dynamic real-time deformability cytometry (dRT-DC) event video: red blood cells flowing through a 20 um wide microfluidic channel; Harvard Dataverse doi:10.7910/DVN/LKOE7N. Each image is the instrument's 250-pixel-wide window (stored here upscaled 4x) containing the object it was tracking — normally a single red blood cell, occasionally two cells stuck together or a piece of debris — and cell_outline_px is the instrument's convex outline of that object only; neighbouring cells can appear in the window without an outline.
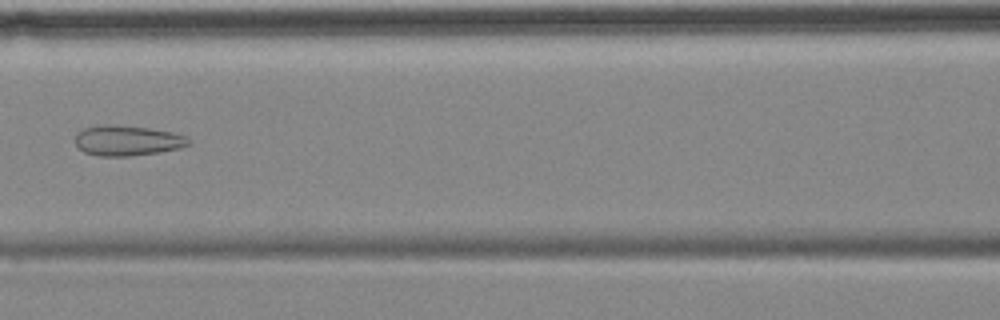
{"species": "common noctule bat (a hibernating species)", "species_latin": "Nyctalus noctula", "temperature_condition": "cold", "stored_images_in_passage": 7, "camera_frame_rate_fps": 3000, "um_per_image_px": 0.085, "animal": {"sex": "female", "body_mass_g": 18.4}, "frame": {"image": 1, "passage_image": 7, "time_ms": 7.333, "image_size_px": [1000, 320], "cell_outline_px": [[192, 140], [188, 144], [180, 148], [160, 152], [132, 156], [96, 156], [84, 152], [76, 144], [76, 132], [84, 128], [108, 124], [112, 124], [148, 128], [172, 132], [184, 136]], "centroid_in_image_um": [10.81, 11.95], "position_along_channel_um": 155.8, "area_um2": 20.0}}